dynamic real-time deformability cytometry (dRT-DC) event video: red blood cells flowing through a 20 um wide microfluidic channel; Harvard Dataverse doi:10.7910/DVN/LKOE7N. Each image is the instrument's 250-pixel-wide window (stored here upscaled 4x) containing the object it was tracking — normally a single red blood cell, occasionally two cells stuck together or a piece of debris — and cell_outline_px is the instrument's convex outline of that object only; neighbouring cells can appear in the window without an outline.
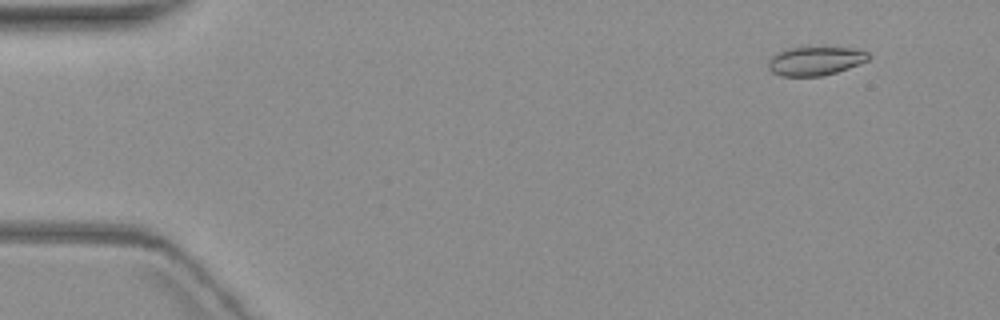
{"species": "common noctule bat (a hibernating species)", "species_latin": "Nyctalus noctula", "temperature_condition": "warm", "stored_images_in_passage": 5, "camera_frame_rate_fps": 3000, "um_per_image_px": 0.085, "animal": {"sex": "female", "body_mass_g": 19.3, "forearm_length_mm": 54.1}, "frame": {"image": 1, "passage_image": 2, "time_ms": 1.333, "image_size_px": [1000, 320], "cell_outline_px": [[872, 56], [868, 60], [848, 68], [836, 72], [820, 76], [780, 76], [772, 72], [768, 68], [768, 60], [776, 52], [784, 48], [852, 48], [868, 52]], "centroid_in_image_um": [69.27, 5.18], "position_along_channel_um": 15.7, "area_um2": 16.76}}
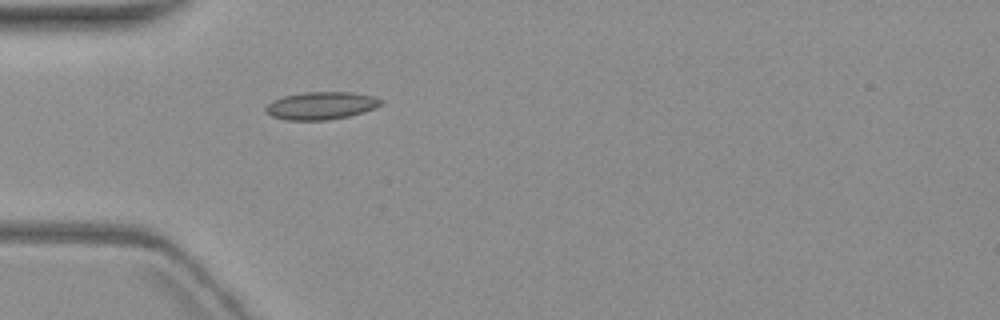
{"frame": {"image": 2, "passage_image": 5, "time_ms": 5.667, "image_size_px": [1000, 320], "cell_outline_px": [[384, 104], [376, 108], [364, 112], [348, 116], [328, 120], [288, 120], [272, 116], [264, 112], [264, 108], [272, 100], [284, 96], [304, 92], [352, 92], [372, 96], [384, 100]], "centroid_in_image_um": [27.31, 8.98], "position_along_channel_um": 57.7, "area_um2": 18.73}}